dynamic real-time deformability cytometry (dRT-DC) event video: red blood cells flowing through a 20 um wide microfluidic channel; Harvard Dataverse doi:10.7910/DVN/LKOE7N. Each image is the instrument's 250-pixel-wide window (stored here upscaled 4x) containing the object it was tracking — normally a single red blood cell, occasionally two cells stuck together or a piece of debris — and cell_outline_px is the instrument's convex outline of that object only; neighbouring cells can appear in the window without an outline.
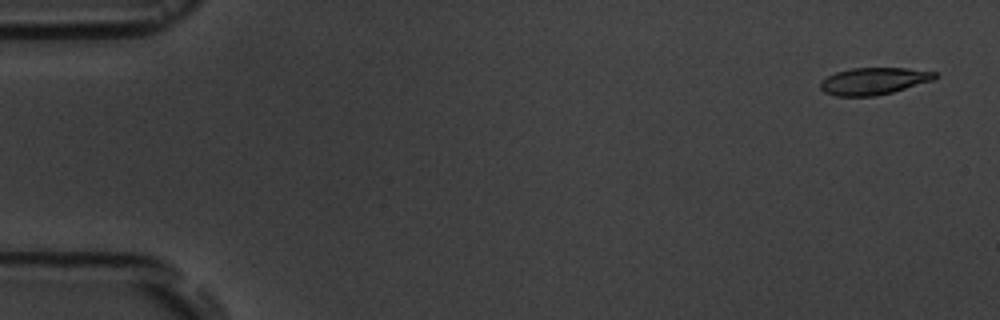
{"species": "common noctule bat (a hibernating species)", "species_latin": "Nyctalus noctula", "temperature_condition": "room temperature", "stored_images_in_passage": 3, "camera_frame_rate_fps": 3000, "um_per_image_px": 0.085, "animal": {"sex": "male", "body_mass_g": 19.5, "forearm_length_mm": 54.6}, "frame": {"image": 1, "passage_image": 1, "time_ms": 0.0, "image_size_px": [1000, 320], "cell_outline_px": [[940, 76], [932, 80], [892, 92], [876, 96], [836, 96], [824, 92], [820, 88], [820, 80], [836, 72], [852, 68], [908, 68], [936, 72]], "centroid_in_image_um": [74.26, 6.89], "position_along_channel_um": 10.7, "area_um2": 18.03}}